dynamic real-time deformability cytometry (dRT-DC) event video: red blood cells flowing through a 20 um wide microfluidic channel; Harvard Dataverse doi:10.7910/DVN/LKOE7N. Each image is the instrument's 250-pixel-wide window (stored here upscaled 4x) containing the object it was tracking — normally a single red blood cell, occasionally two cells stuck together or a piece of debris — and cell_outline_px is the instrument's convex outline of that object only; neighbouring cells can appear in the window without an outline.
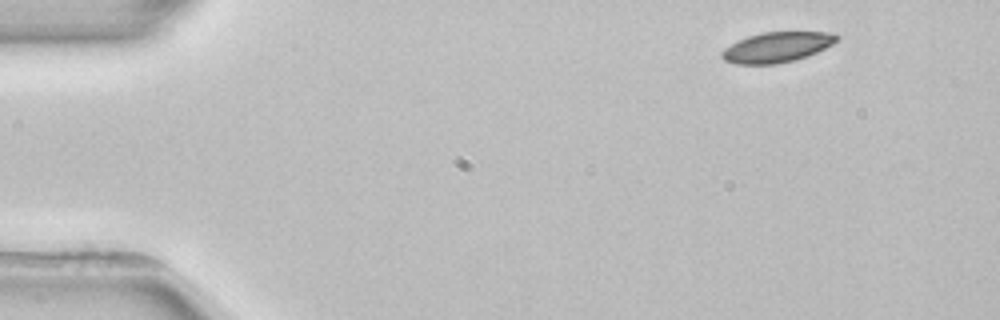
{"species": "common noctule bat (a hibernating species)", "species_latin": "Nyctalus noctula", "temperature_condition": "room temperature", "stored_images_in_passage": 3, "camera_frame_rate_fps": 3000, "um_per_image_px": 0.085, "animal": {"sex": "female", "body_mass_g": 22.7, "forearm_length_mm": 54.2}, "frame": {"image": 1, "passage_image": 1, "time_ms": 0.0, "image_size_px": [1000, 320], "cell_outline_px": [[840, 40], [816, 52], [792, 60], [776, 64], [736, 64], [724, 60], [720, 56], [720, 52], [724, 48], [748, 36], [764, 32], [832, 32], [840, 36]], "centroid_in_image_um": [66.04, 4.0], "position_along_channel_um": 19.0, "area_um2": 20.06}}
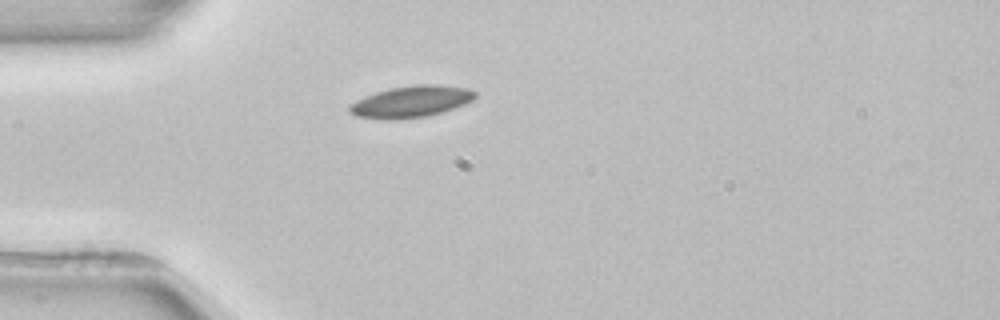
{"frame": {"image": 2, "passage_image": 3, "time_ms": 3.0, "image_size_px": [1000, 320], "cell_outline_px": [[476, 96], [472, 100], [464, 104], [440, 112], [424, 116], [396, 120], [388, 120], [356, 116], [348, 112], [348, 108], [356, 100], [364, 96], [376, 92], [392, 88], [416, 84], [440, 84], [468, 88], [476, 92]], "centroid_in_image_um": [34.93, 8.63], "position_along_channel_um": 50.1, "area_um2": 23.0}}